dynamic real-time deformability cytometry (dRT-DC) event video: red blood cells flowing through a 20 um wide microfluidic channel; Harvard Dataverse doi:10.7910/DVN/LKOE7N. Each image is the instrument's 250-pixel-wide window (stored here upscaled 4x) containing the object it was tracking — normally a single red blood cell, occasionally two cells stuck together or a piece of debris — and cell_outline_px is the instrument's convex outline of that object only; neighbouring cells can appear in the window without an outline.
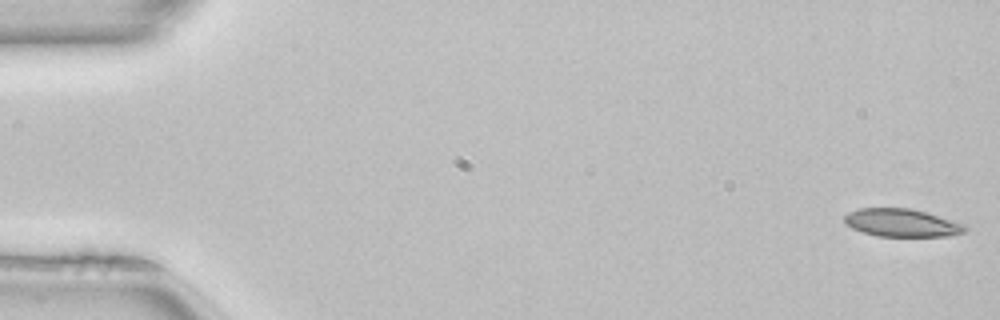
{"species": "common noctule bat (a hibernating species)", "species_latin": "Nyctalus noctula", "temperature_condition": "room temperature", "stored_images_in_passage": 50, "camera_frame_rate_fps": 3000, "um_per_image_px": 0.085, "animal": {"sex": "female", "body_mass_g": 22.7, "forearm_length_mm": 54.2}, "frame": {"image": 1, "passage_image": 1, "time_ms": 0.0, "image_size_px": [1000, 320], "cell_outline_px": [[968, 232], [948, 236], [876, 236], [852, 228], [844, 220], [844, 216], [848, 212], [860, 208], [908, 208], [928, 212], [964, 224], [968, 228]], "centroid_in_image_um": [76.69, 18.94], "position_along_channel_um": 8.3, "area_um2": 19.65}}
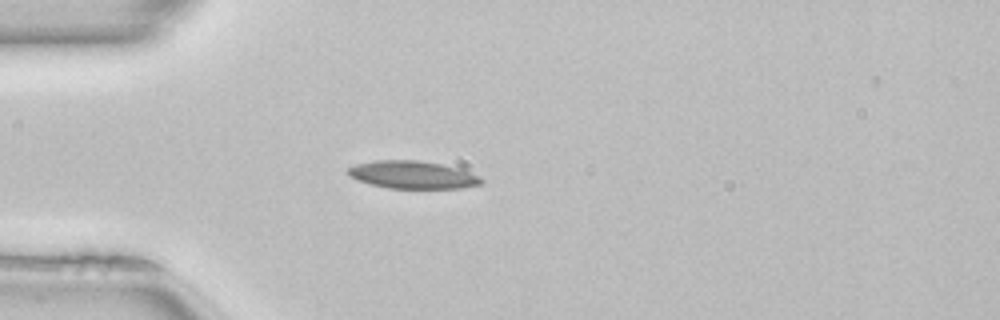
{"frame": {"image": 2, "passage_image": 14, "time_ms": 4.333, "image_size_px": [1000, 320], "cell_outline_px": [[484, 180], [480, 184], [464, 188], [388, 188], [356, 180], [348, 172], [348, 168], [356, 164], [376, 160], [416, 160], [440, 164], [460, 168], [480, 176]], "centroid_in_image_um": [35.11, 14.86], "position_along_channel_um": 49.9, "area_um2": 21.39}}
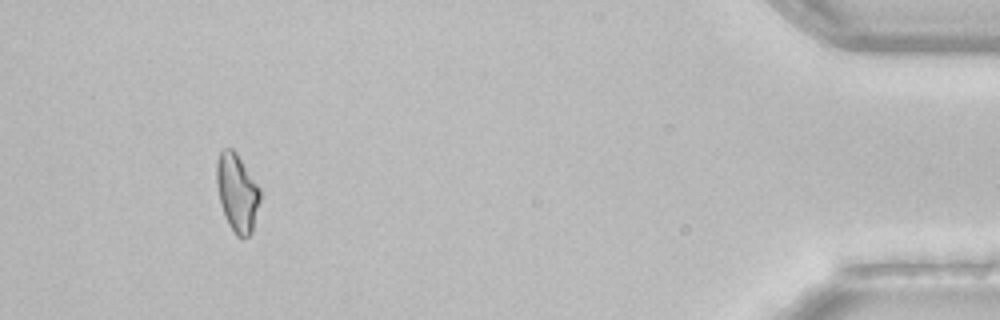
{"frame": {"image": 3, "passage_image": 47, "time_ms": 15.333, "image_size_px": [1000, 320], "cell_outline_px": [[260, 200], [252, 232], [244, 240], [240, 240], [236, 236], [228, 224], [220, 200], [216, 184], [216, 160], [220, 152], [224, 148], [232, 148], [236, 152], [260, 188]], "centroid_in_image_um": [20.15, 16.39], "position_along_channel_um": 415.0, "area_um2": 19.83}}